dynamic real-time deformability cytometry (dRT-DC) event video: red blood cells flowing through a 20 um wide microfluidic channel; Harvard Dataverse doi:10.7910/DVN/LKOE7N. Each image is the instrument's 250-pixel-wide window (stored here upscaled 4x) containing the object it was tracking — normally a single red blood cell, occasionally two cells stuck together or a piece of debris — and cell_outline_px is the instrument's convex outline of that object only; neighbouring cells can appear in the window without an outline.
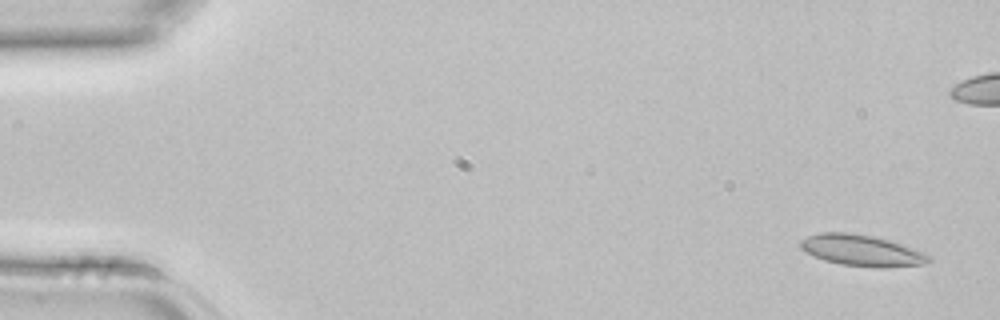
{"species": "common noctule bat (a hibernating species)", "species_latin": "Nyctalus noctula", "temperature_condition": "room temperature", "stored_images_in_passage": 4, "camera_frame_rate_fps": 3000, "um_per_image_px": 0.085, "animal": {"sex": "female", "body_mass_g": 22.7, "forearm_length_mm": 54.2}, "frame": {"image": 1, "passage_image": 1, "time_ms": 0.0, "image_size_px": [1000, 320], "cell_outline_px": [[932, 260], [924, 264], [884, 268], [880, 268], [840, 264], [824, 260], [804, 252], [800, 248], [800, 240], [808, 236], [820, 232], [852, 232], [872, 236], [904, 244], [924, 252], [932, 256]], "centroid_in_image_um": [73.26, 21.29], "position_along_channel_um": 11.7, "area_um2": 23.64}}
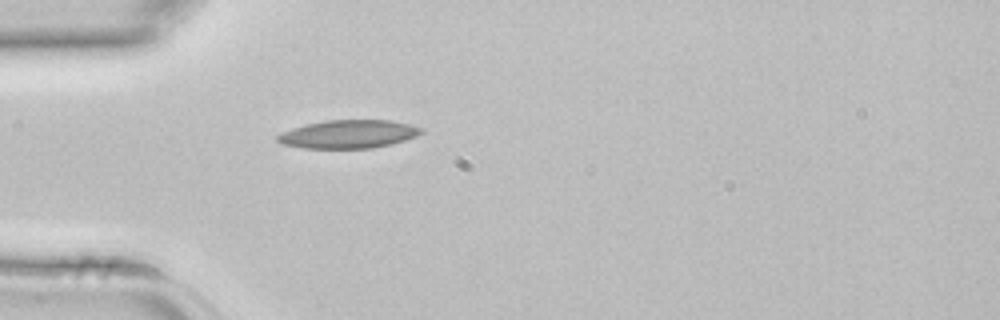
{"frame": {"image": 2, "passage_image": 4, "time_ms": 1.0, "image_size_px": [1000, 320], "cell_outline_px": [[424, 132], [416, 136], [404, 140], [372, 148], [304, 148], [280, 144], [276, 140], [276, 136], [292, 128], [324, 120], [392, 120], [424, 128]], "centroid_in_image_um": [29.62, 11.4], "position_along_channel_um": 55.4, "area_um2": 23.58}}